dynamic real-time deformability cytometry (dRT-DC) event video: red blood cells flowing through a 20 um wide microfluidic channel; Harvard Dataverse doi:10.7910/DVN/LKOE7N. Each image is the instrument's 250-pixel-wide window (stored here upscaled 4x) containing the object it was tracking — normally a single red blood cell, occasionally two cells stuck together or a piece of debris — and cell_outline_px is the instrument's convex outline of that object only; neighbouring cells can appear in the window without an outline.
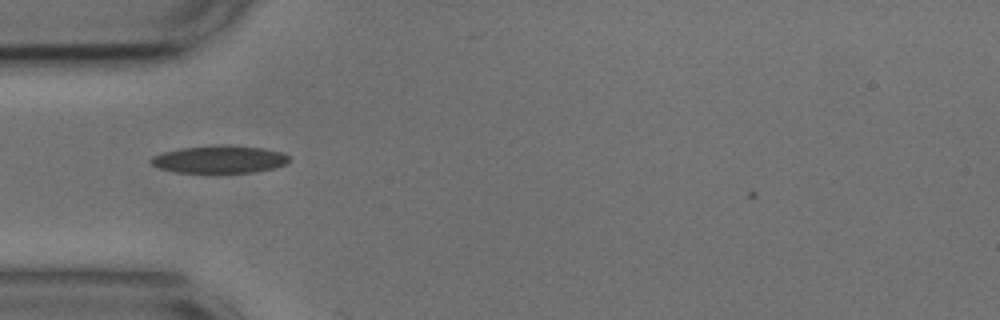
{"species": "common noctule bat (a hibernating species)", "species_latin": "Nyctalus noctula", "temperature_condition": "cold", "stored_images_in_passage": 37, "camera_frame_rate_fps": 3000, "um_per_image_px": 0.085, "animal": {"sex": "male", "body_mass_g": 17.9, "forearm_length_mm": 54.2}, "frame": {"image": 1, "passage_image": 2, "time_ms": 0.333, "image_size_px": [1000, 320], "cell_outline_px": [[288, 164], [256, 172], [176, 172], [160, 168], [152, 164], [148, 160], [152, 156], [164, 152], [180, 148], [220, 144], [224, 144], [264, 148], [284, 152], [288, 156]], "centroid_in_image_um": [18.67, 13.53], "position_along_channel_um": 66.3, "area_um2": 22.25}}
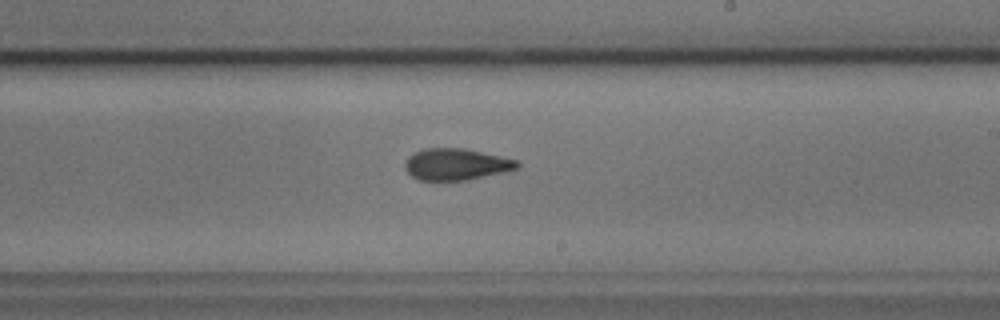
{"frame": {"image": 2, "passage_image": 17, "time_ms": 5.333, "image_size_px": [1000, 320], "cell_outline_px": [[520, 168], [464, 180], [420, 180], [412, 176], [404, 168], [404, 164], [408, 156], [412, 152], [424, 148], [464, 148], [500, 156], [516, 160], [520, 164]], "centroid_in_image_um": [38.72, 13.95], "position_along_channel_um": 250.3, "area_um2": 20.52}}
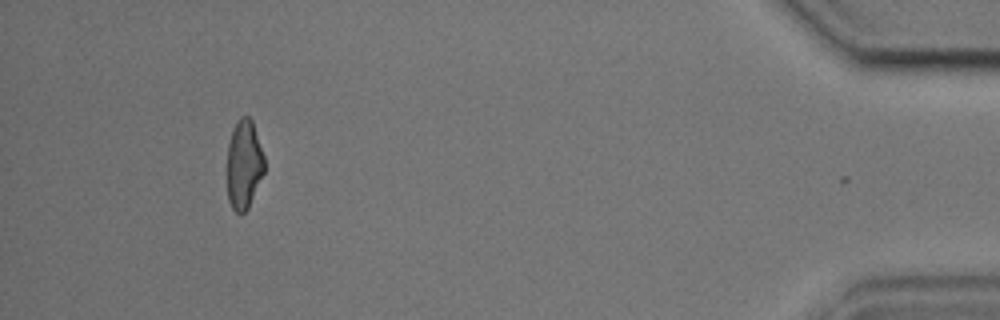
{"frame": {"image": 3, "passage_image": 36, "time_ms": 11.667, "image_size_px": [1000, 320], "cell_outline_px": [[264, 172], [248, 208], [240, 216], [232, 208], [228, 200], [228, 144], [236, 120], [240, 116], [248, 116], [252, 120], [264, 156]], "centroid_in_image_um": [20.74, 13.98], "position_along_channel_um": 414.5, "area_um2": 19.25}, "authors_computed_cell_mechanics": {"area_um2": 20.808, "velocity_mm_per_s": 3.6654, "shape_relaxation_time_tau1_ms": 7.2814, "shape_relaxation_time_tau2_ms": 2.6274, "deformation_change_tau1": 0.1886, "deformation_change_tau2": 0.0976}}